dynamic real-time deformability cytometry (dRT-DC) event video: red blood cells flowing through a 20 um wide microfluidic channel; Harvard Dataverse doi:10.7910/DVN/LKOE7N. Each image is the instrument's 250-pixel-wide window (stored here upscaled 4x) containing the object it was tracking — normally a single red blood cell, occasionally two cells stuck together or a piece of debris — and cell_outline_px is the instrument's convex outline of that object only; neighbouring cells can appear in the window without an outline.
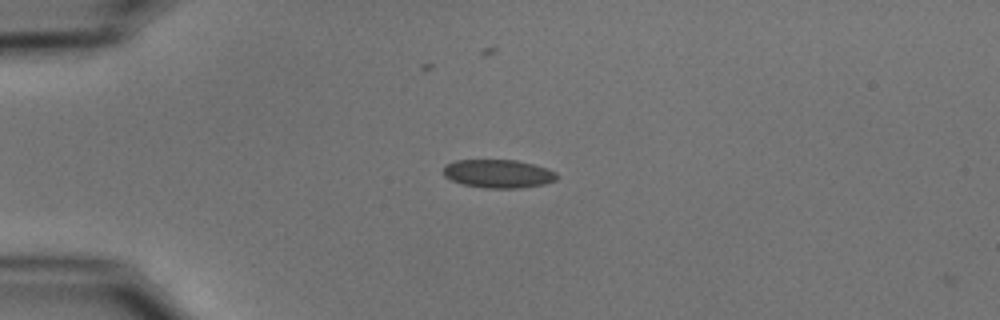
{"species": "common noctule bat (a hibernating species)", "species_latin": "Nyctalus noctula", "temperature_condition": "cold", "stored_images_in_passage": 42, "camera_frame_rate_fps": 3000, "um_per_image_px": 0.085, "animal": {"sex": "male", "body_mass_g": 15.6}, "frame": {"image": 1, "passage_image": 1, "time_ms": 0.0, "image_size_px": [1000, 320], "cell_outline_px": [[556, 180], [544, 184], [520, 188], [484, 188], [464, 184], [452, 180], [444, 176], [444, 164], [456, 160], [516, 160], [548, 168], [556, 172]], "centroid_in_image_um": [42.35, 14.76], "position_along_channel_um": 42.7, "area_um2": 18.73}}
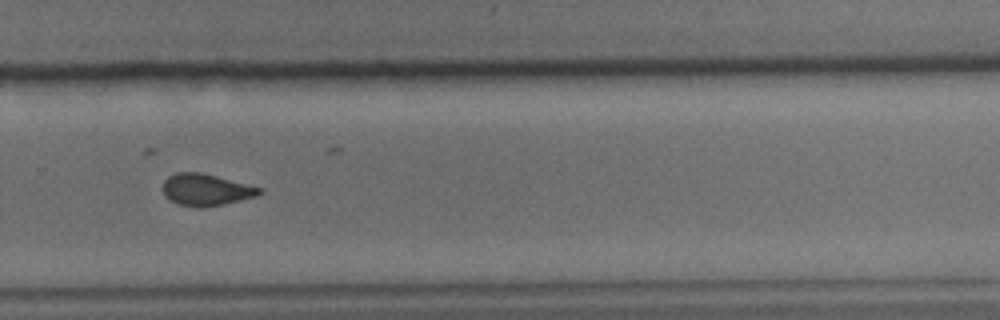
{"frame": {"image": 2, "passage_image": 25, "time_ms": 8.0, "image_size_px": [1000, 320], "cell_outline_px": [[264, 192], [256, 196], [220, 204], [200, 208], [180, 204], [164, 196], [164, 180], [168, 176], [176, 172], [200, 172], [264, 188]], "centroid_in_image_um": [17.52, 16.11], "position_along_channel_um": 312.3, "area_um2": 17.63}}
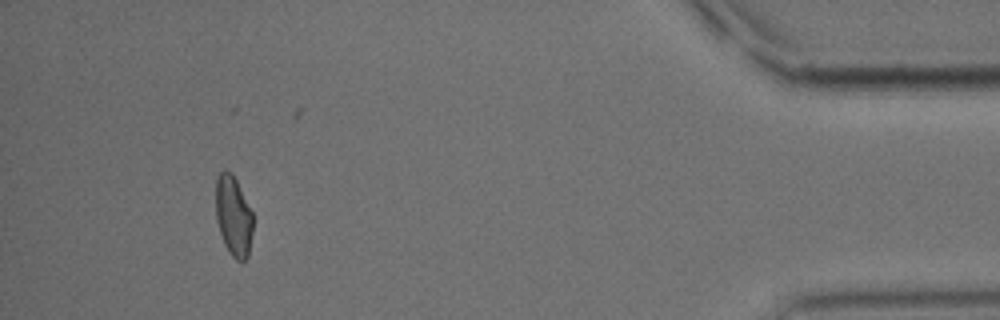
{"frame": {"image": 3, "passage_image": 38, "time_ms": 12.333, "image_size_px": [1000, 320], "cell_outline_px": [[252, 232], [248, 256], [244, 260], [236, 260], [228, 252], [224, 244], [216, 220], [216, 180], [220, 172], [224, 168], [232, 172], [252, 212]], "centroid_in_image_um": [19.82, 18.35], "position_along_channel_um": 415.4, "area_um2": 17.34}, "authors_computed_cell_mechanics": {"area_um2": 18.3515, "velocity_mm_per_s": 3.7134, "shape_relaxation_time_tau1_ms": 6.2162, "shape_relaxation_time_tau2_ms": 2.4767, "deformation_change_tau1": 0.1185, "deformation_change_tau2": 0.082}}